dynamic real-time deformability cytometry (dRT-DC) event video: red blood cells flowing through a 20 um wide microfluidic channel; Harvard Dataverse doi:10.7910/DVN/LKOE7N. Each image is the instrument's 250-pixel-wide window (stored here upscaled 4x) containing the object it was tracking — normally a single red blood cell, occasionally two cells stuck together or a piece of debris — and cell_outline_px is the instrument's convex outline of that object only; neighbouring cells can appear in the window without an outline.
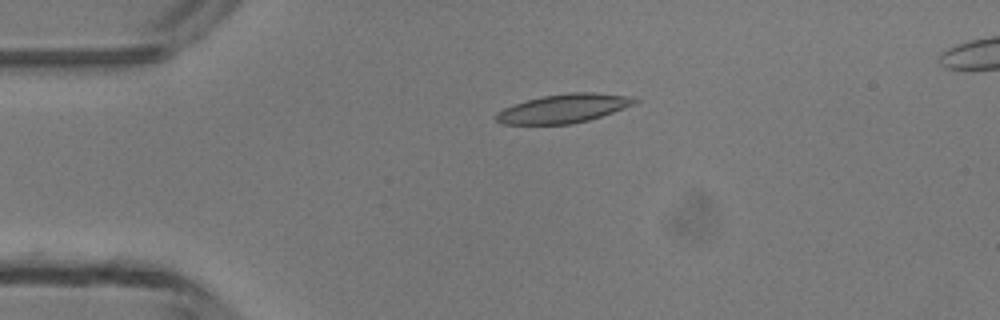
{"species": "common noctule bat (a hibernating species)", "species_latin": "Nyctalus noctula", "temperature_condition": "room temperature", "stored_images_in_passage": 3, "camera_frame_rate_fps": 3000, "um_per_image_px": 0.085, "animal": {"sex": "male", "body_mass_g": 13.3}, "frame": {"image": 1, "passage_image": 2, "time_ms": 1.333, "image_size_px": [1000, 320], "cell_outline_px": [[640, 100], [636, 104], [588, 120], [572, 124], [504, 124], [496, 120], [492, 116], [496, 112], [512, 104], [544, 96], [568, 92], [592, 92], [636, 96]], "centroid_in_image_um": [47.93, 9.21], "position_along_channel_um": 37.1, "area_um2": 23.41}}